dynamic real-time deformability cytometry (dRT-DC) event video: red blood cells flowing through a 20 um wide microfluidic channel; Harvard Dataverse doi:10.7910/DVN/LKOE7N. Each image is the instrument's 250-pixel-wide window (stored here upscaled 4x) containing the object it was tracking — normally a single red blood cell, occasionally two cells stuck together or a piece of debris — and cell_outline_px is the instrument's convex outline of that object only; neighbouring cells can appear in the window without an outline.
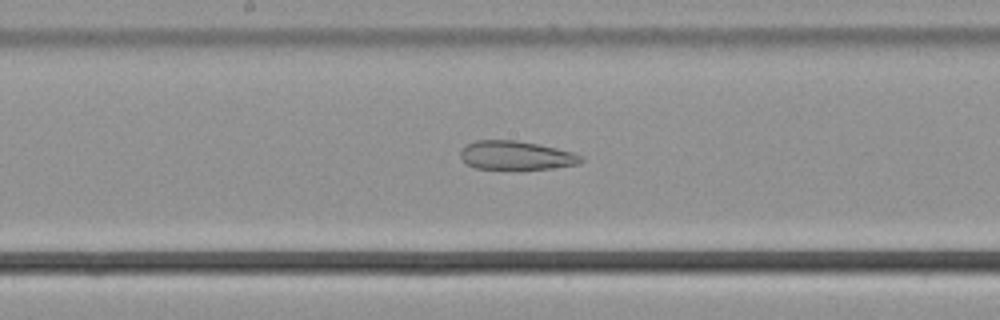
{"species": "common noctule bat (a hibernating species)", "species_latin": "Nyctalus noctula", "temperature_condition": "cold", "stored_images_in_passage": 55, "camera_frame_rate_fps": 3000, "um_per_image_px": 0.085, "animal": {"sex": "male", "body_mass_g": 21.5, "forearm_length_mm": 52.0}, "frame": {"image": 1, "passage_image": 29, "time_ms": 9.333, "image_size_px": [1000, 320], "cell_outline_px": [[584, 160], [580, 164], [552, 168], [476, 168], [464, 164], [460, 156], [460, 152], [468, 144], [476, 140], [516, 140], [540, 144], [572, 152], [584, 156]], "centroid_in_image_um": [43.89, 13.2], "position_along_channel_um": 204.3, "area_um2": 20.11}}
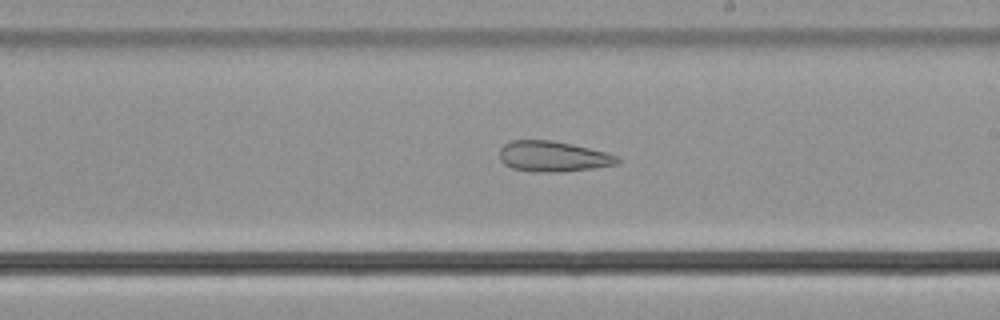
{"frame": {"image": 2, "passage_image": 32, "time_ms": 10.333, "image_size_px": [1000, 320], "cell_outline_px": [[620, 160], [616, 164], [592, 168], [560, 172], [532, 172], [512, 168], [504, 164], [500, 160], [500, 148], [504, 144], [512, 140], [552, 140], [572, 144], [620, 156]], "centroid_in_image_um": [46.98, 13.3], "position_along_channel_um": 242.0, "area_um2": 20.98}}
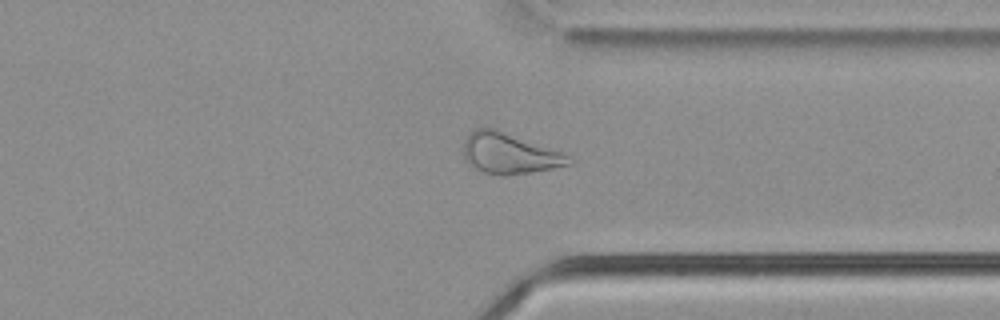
{"frame": {"image": 3, "passage_image": 42, "time_ms": 13.667, "image_size_px": [1000, 320], "cell_outline_px": [[572, 164], [552, 168], [504, 176], [496, 176], [484, 172], [468, 164], [464, 160], [464, 140], [476, 128], [496, 128], [564, 152], [568, 156]], "centroid_in_image_um": [43.29, 13.04], "position_along_channel_um": 368.1, "area_um2": 25.03}}